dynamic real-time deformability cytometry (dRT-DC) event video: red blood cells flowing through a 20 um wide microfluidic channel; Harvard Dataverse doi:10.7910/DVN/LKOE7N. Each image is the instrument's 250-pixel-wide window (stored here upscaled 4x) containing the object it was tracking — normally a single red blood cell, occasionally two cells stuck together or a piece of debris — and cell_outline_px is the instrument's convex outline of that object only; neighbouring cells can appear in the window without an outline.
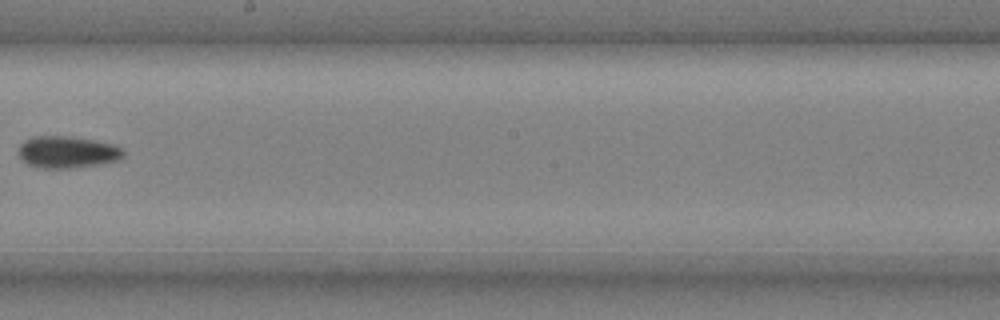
{"species": "common noctule bat (a hibernating species)", "species_latin": "Nyctalus noctula", "temperature_condition": "cold", "stored_images_in_passage": 7, "camera_frame_rate_fps": 3000, "um_per_image_px": 0.085, "animal": {"sex": "male", "body_mass_g": 20.4}, "frame": {"image": 1, "passage_image": 6, "time_ms": 1.667, "image_size_px": [1000, 320], "cell_outline_px": [[124, 156], [120, 160], [100, 164], [68, 168], [40, 168], [28, 164], [20, 160], [16, 152], [20, 144], [24, 140], [32, 136], [64, 136], [92, 140], [112, 144], [120, 148], [124, 152]], "centroid_in_image_um": [5.65, 12.93], "position_along_channel_um": 242.5, "area_um2": 19.59}}
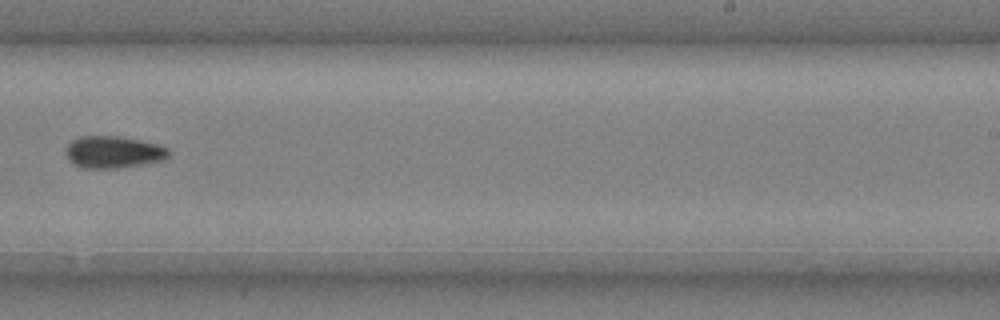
{"frame": {"image": 2, "passage_image": 7, "time_ms": 2.0, "image_size_px": [1000, 320], "cell_outline_px": [[168, 156], [164, 160], [120, 168], [84, 168], [72, 164], [68, 160], [68, 144], [72, 140], [80, 136], [116, 136], [140, 140], [156, 144], [168, 148]], "centroid_in_image_um": [9.63, 12.93], "position_along_channel_um": 279.4, "area_um2": 19.02}}